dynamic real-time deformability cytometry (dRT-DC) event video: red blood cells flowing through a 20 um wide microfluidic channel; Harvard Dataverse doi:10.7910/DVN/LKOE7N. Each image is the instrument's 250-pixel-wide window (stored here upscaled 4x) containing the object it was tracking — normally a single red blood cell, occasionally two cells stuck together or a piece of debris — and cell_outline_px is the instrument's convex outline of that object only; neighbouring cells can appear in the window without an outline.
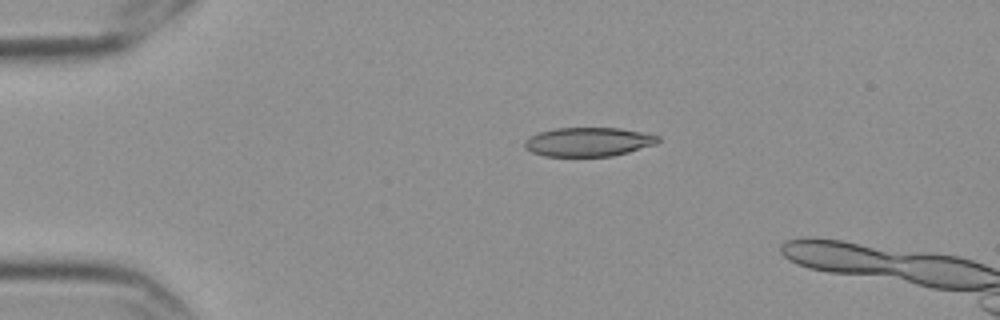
{"species": "Egyptian fruit bat (a non-hibernating species)", "species_latin": "Rousettus aegyptiacus", "temperature_condition": "cold", "stored_images_in_passage": 3, "camera_frame_rate_fps": 3000, "um_per_image_px": 0.085, "frame": {"image": 1, "passage_image": 1, "time_ms": 0.0, "image_size_px": [1000, 320], "cell_outline_px": [[660, 140], [656, 144], [628, 152], [612, 156], [544, 156], [532, 152], [524, 148], [524, 140], [540, 132], [556, 128], [620, 128], [660, 136]], "centroid_in_image_um": [50.01, 12.06], "position_along_channel_um": 35.0, "area_um2": 22.43}}